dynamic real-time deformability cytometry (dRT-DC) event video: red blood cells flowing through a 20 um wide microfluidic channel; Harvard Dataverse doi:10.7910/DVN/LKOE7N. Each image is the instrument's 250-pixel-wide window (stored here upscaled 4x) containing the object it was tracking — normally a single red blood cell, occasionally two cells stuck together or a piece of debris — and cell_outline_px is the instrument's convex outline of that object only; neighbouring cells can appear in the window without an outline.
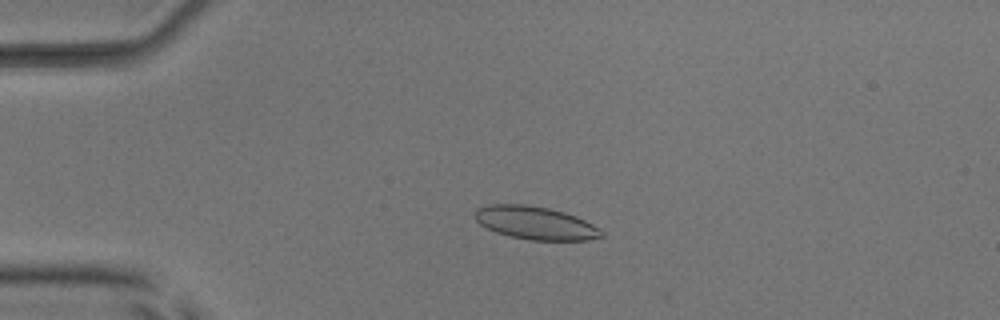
{"species": "common noctule bat (a hibernating species)", "species_latin": "Nyctalus noctula", "temperature_condition": "room temperature", "stored_images_in_passage": 51, "camera_frame_rate_fps": 3000, "um_per_image_px": 0.085, "animal": {"sex": "male", "body_mass_g": 17.9, "forearm_length_mm": 54.2}, "frame": {"image": 1, "passage_image": 12, "time_ms": 3.667, "image_size_px": [1000, 320], "cell_outline_px": [[604, 236], [588, 240], [532, 240], [512, 236], [496, 232], [480, 224], [476, 220], [476, 208], [488, 204], [524, 204], [548, 208], [564, 212], [576, 216], [600, 228], [604, 232]], "centroid_in_image_um": [45.53, 18.94], "position_along_channel_um": 39.5, "area_um2": 24.22}}
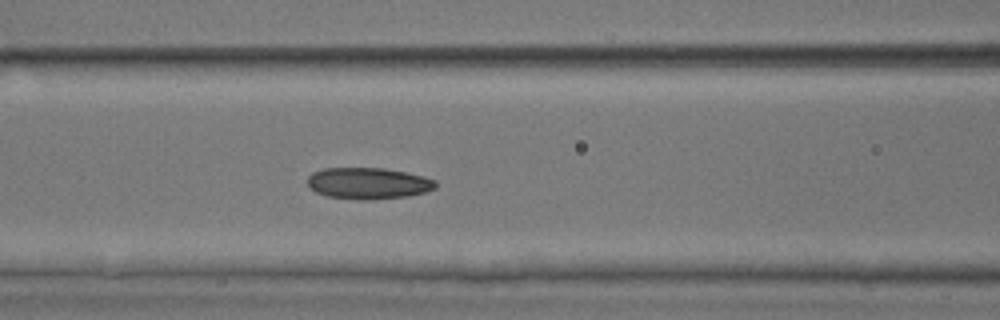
{"frame": {"image": 2, "passage_image": 22, "time_ms": 7.0, "image_size_px": [1000, 320], "cell_outline_px": [[436, 188], [428, 192], [408, 196], [364, 200], [360, 200], [328, 196], [316, 192], [308, 184], [308, 176], [312, 172], [324, 168], [384, 168], [424, 176], [436, 180]], "centroid_in_image_um": [31.33, 15.58], "position_along_channel_um": 135.3, "area_um2": 23.47}}
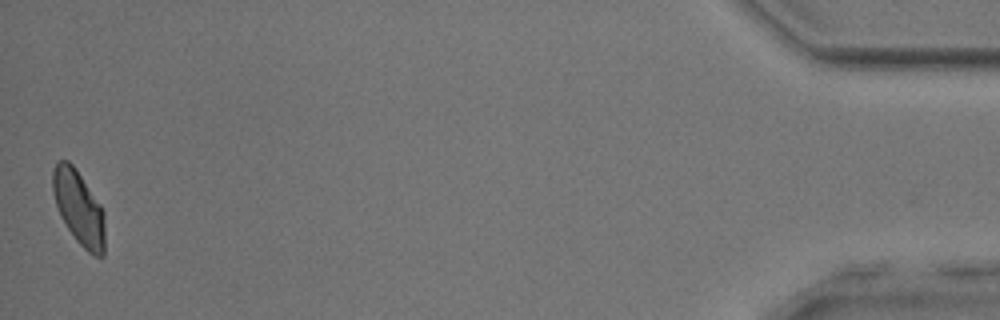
{"frame": {"image": 3, "passage_image": 51, "time_ms": 16.667, "image_size_px": [1000, 320], "cell_outline_px": [[104, 256], [96, 256], [88, 252], [76, 240], [60, 216], [52, 192], [52, 172], [56, 164], [60, 160], [68, 160], [72, 164], [100, 204], [104, 212]], "centroid_in_image_um": [6.69, 17.66], "position_along_channel_um": 428.5, "area_um2": 22.25}, "authors_computed_cell_mechanics": {"area_um2": 23.4668, "velocity_mm_per_s": 3.971, "shape_relaxation_time_tau1_ms": 7.1653, "shape_relaxation_time_tau2_ms": 4.7254, "deformation_change_tau1": 0.1512, "deformation_change_tau2": 0.0937}}